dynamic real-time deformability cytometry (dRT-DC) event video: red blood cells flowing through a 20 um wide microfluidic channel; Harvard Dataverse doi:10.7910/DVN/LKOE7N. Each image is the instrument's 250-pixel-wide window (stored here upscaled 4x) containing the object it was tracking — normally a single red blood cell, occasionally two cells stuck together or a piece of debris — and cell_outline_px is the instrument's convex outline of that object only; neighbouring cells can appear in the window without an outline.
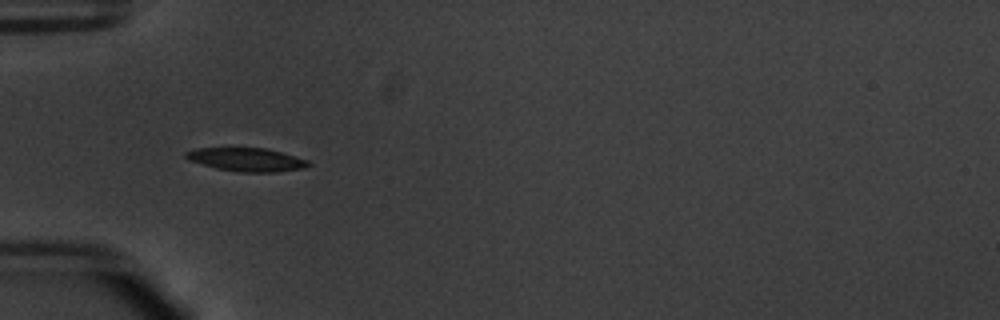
{"species": "common noctule bat (a hibernating species)", "species_latin": "Nyctalus noctula", "temperature_condition": "warm", "stored_images_in_passage": 37, "camera_frame_rate_fps": 3000, "um_per_image_px": 0.085, "animal": {"sex": "male", "body_mass_g": 20.1, "forearm_length_mm": 53.5}, "frame": {"image": 1, "passage_image": 1, "time_ms": 0.0, "image_size_px": [1000, 320], "cell_outline_px": [[312, 164], [304, 168], [276, 172], [236, 172], [216, 168], [188, 160], [184, 156], [184, 152], [196, 148], [268, 148], [308, 160]], "centroid_in_image_um": [20.95, 13.56], "position_along_channel_um": 64.0, "area_um2": 16.82}}
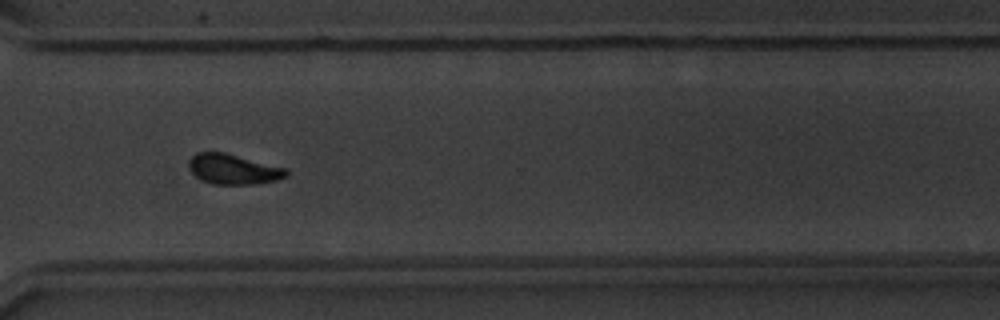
{"frame": {"image": 2, "passage_image": 24, "time_ms": 7.667, "image_size_px": [1000, 320], "cell_outline_px": [[288, 176], [276, 180], [252, 184], [212, 184], [196, 176], [192, 172], [188, 164], [188, 160], [192, 156], [200, 152], [224, 152], [288, 168]], "centroid_in_image_um": [19.86, 14.37], "position_along_channel_um": 350.7, "area_um2": 17.05}}
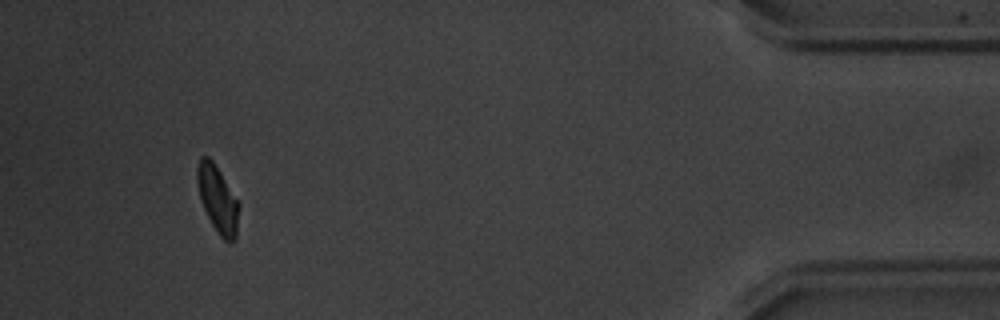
{"frame": {"image": 3, "passage_image": 34, "time_ms": 11.0, "image_size_px": [1000, 320], "cell_outline_px": [[240, 204], [236, 240], [232, 244], [228, 244], [220, 236], [212, 224], [200, 200], [196, 180], [196, 168], [200, 156], [208, 156], [212, 160], [220, 172]], "centroid_in_image_um": [18.51, 16.96], "position_along_channel_um": 416.7, "area_um2": 16.47}, "authors_computed_cell_mechanics": {"area_um2": 16.7042, "velocity_mm_per_s": 3.7728, "shape_relaxation_time_tau1_ms": 2.5594, "shape_relaxation_time_tau2_ms": 3.6868, "deformation_change_tau1": 0.1183, "deformation_change_tau2": 0.077}}